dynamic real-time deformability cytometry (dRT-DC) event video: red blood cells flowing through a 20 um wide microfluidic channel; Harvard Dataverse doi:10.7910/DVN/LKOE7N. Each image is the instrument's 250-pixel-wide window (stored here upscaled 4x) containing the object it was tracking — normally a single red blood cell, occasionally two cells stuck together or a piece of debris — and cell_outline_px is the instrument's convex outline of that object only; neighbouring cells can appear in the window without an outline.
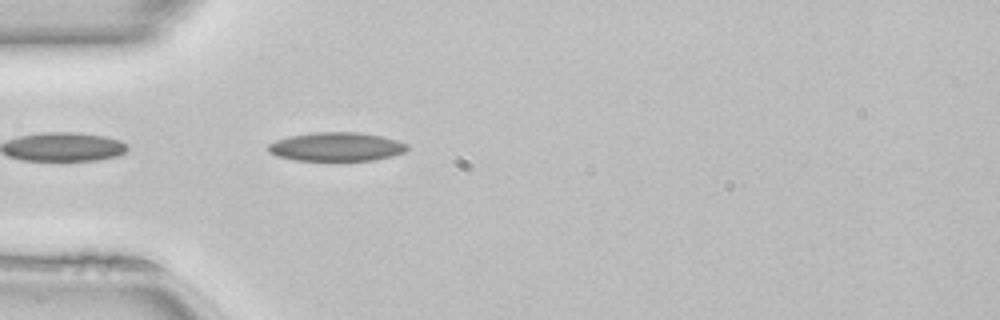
{"species": "common noctule bat (a hibernating species)", "species_latin": "Nyctalus noctula", "temperature_condition": "room temperature", "stored_images_in_passage": 6, "camera_frame_rate_fps": 3000, "um_per_image_px": 0.085, "animal": {"sex": "female", "body_mass_g": 22.7, "forearm_length_mm": 54.2}, "frame": {"image": 1, "passage_image": 2, "time_ms": 0.333, "image_size_px": [1000, 320], "cell_outline_px": [[408, 148], [404, 152], [392, 156], [372, 160], [296, 160], [276, 156], [268, 152], [268, 144], [276, 140], [288, 136], [316, 132], [360, 132], [384, 136], [408, 144]], "centroid_in_image_um": [28.59, 12.46], "position_along_channel_um": 56.4, "area_um2": 23.35}}